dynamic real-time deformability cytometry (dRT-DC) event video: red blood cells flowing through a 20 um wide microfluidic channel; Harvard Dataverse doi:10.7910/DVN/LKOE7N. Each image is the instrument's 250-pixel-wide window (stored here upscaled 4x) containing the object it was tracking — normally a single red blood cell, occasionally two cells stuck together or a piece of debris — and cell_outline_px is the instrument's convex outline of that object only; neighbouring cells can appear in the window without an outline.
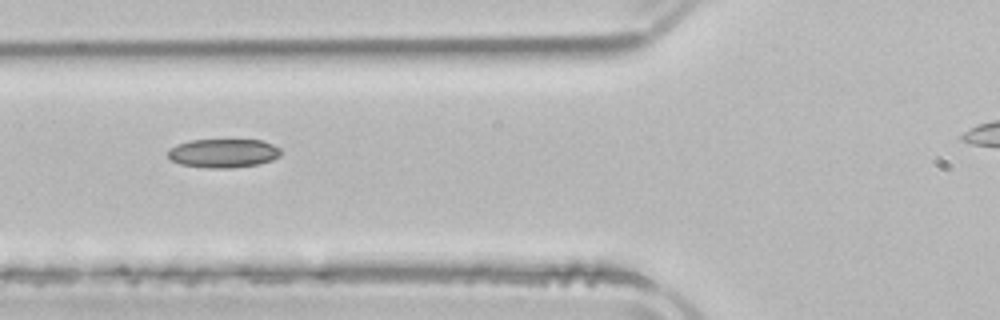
{"species": "common noctule bat (a hibernating species)", "species_latin": "Nyctalus noctula", "temperature_condition": "room temperature", "stored_images_in_passage": 6, "camera_frame_rate_fps": 3000, "um_per_image_px": 0.085, "animal": {"sex": "male", "body_mass_g": 21.5, "forearm_length_mm": 52.0}, "frame": {"image": 1, "passage_image": 5, "time_ms": 5.0, "image_size_px": [1000, 320], "cell_outline_px": [[280, 156], [272, 160], [260, 164], [228, 168], [208, 168], [180, 164], [172, 160], [168, 156], [168, 148], [176, 144], [192, 140], [260, 140], [272, 144], [280, 148]], "centroid_in_image_um": [18.97, 13.02], "position_along_channel_um": 106.8, "area_um2": 18.96}}
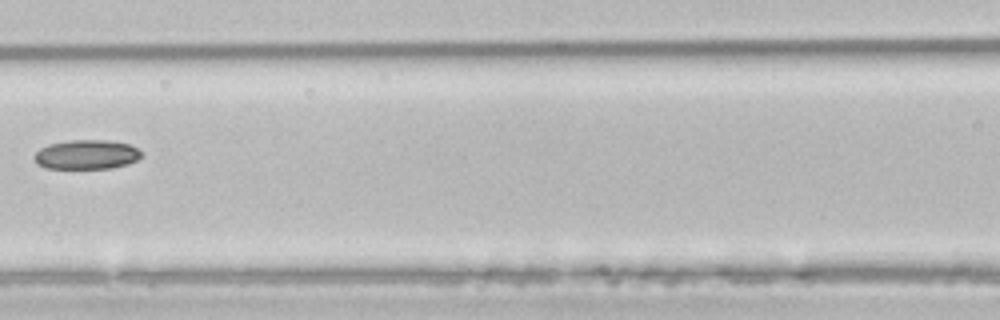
{"frame": {"image": 2, "passage_image": 6, "time_ms": 6.333, "image_size_px": [1000, 320], "cell_outline_px": [[144, 156], [128, 164], [112, 168], [44, 168], [36, 164], [32, 156], [40, 148], [48, 144], [68, 140], [108, 140], [128, 144], [144, 152]], "centroid_in_image_um": [7.35, 13.14], "position_along_channel_um": 159.3, "area_um2": 18.61}}